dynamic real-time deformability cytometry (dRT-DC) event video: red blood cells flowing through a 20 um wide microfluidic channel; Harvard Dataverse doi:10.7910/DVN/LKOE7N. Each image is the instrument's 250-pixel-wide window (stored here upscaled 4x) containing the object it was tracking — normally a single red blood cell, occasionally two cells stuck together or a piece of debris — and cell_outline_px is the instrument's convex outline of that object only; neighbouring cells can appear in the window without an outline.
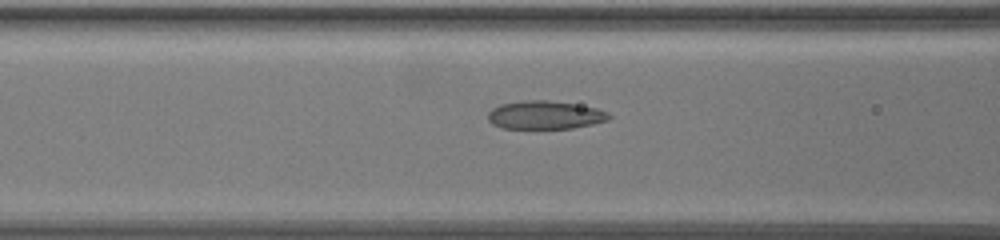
{"species": "common noctule bat (a hibernating species)", "species_latin": "Nyctalus noctula", "temperature_condition": "warm", "stored_images_in_passage": 15, "camera_frame_rate_fps": 3000, "um_per_image_px": 0.085, "animal": {"sex": "female", "body_mass_g": 19.5, "forearm_length_mm": 54.1}, "frame": {"image": 1, "passage_image": 13, "time_ms": 4.0, "image_size_px": [1000, 240], "cell_outline_px": [[612, 116], [608, 120], [592, 124], [572, 128], [500, 128], [492, 124], [488, 120], [488, 112], [492, 108], [500, 104], [524, 100], [548, 100], [596, 108], [608, 112]], "centroid_in_image_um": [46.29, 9.78], "position_along_channel_um": 120.3, "area_um2": 19.88}}